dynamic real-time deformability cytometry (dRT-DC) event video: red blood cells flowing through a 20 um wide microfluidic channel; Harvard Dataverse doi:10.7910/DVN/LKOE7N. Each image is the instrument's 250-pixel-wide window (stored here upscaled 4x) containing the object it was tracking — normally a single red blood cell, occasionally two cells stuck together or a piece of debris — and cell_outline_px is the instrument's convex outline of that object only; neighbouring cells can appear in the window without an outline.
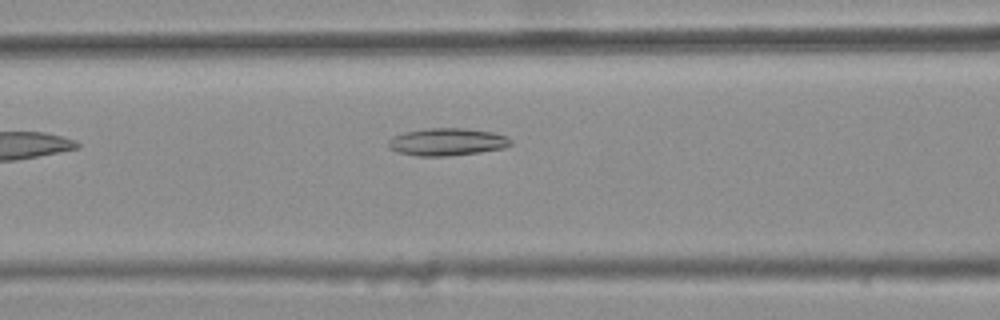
{"species": "common noctule bat (a hibernating species)", "species_latin": "Nyctalus noctula", "temperature_condition": "warm", "stored_images_in_passage": 5, "camera_frame_rate_fps": 3000, "um_per_image_px": 0.085, "animal": {"sex": "female", "body_mass_g": 25.1}, "frame": {"image": 1, "passage_image": 5, "time_ms": 1.333, "image_size_px": [1000, 320], "cell_outline_px": [[512, 144], [504, 148], [480, 152], [448, 156], [416, 156], [396, 152], [388, 148], [388, 140], [392, 136], [404, 132], [424, 128], [464, 128], [492, 132], [508, 136], [512, 140]], "centroid_in_image_um": [37.98, 12.06], "position_along_channel_um": 128.6, "area_um2": 19.88}}